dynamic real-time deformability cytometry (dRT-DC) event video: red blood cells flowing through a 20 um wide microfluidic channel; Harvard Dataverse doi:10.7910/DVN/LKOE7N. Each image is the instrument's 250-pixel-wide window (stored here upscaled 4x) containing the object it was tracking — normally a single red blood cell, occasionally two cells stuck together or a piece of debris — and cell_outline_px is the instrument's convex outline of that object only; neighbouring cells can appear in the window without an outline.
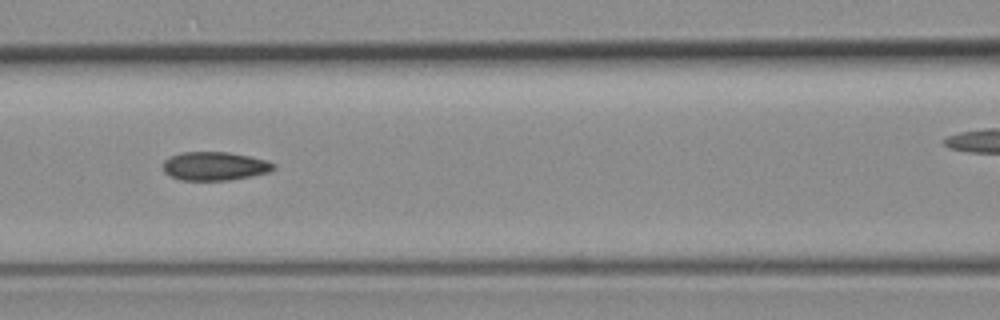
{"species": "common noctule bat (a hibernating species)", "species_latin": "Nyctalus noctula", "temperature_condition": "room temperature", "stored_images_in_passage": 8, "camera_frame_rate_fps": 3000, "um_per_image_px": 0.085, "animal": {"sex": "female", "body_mass_g": 19.3, "forearm_length_mm": 54.1}, "frame": {"image": 1, "passage_image": 5, "time_ms": 4.333, "image_size_px": [1000, 320], "cell_outline_px": [[276, 168], [268, 172], [252, 176], [228, 180], [180, 180], [164, 172], [164, 160], [180, 152], [228, 152], [268, 160], [276, 164]], "centroid_in_image_um": [18.28, 14.12], "position_along_channel_um": 148.3, "area_um2": 18.38}}
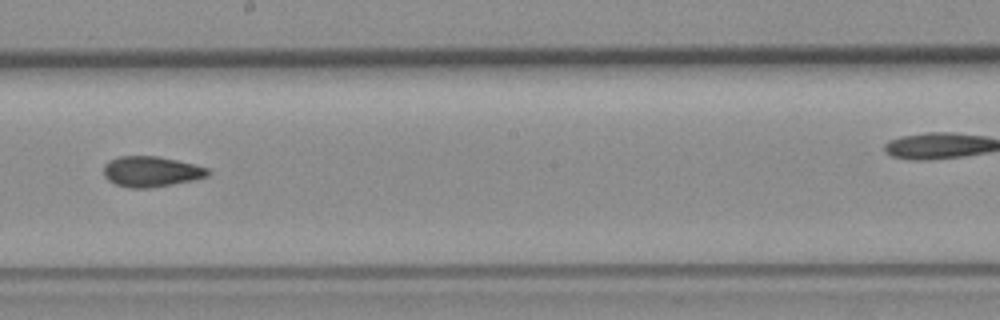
{"frame": {"image": 2, "passage_image": 7, "time_ms": 6.667, "image_size_px": [1000, 320], "cell_outline_px": [[212, 172], [208, 176], [192, 180], [172, 184], [148, 188], [128, 188], [116, 184], [108, 180], [104, 176], [104, 164], [108, 160], [120, 156], [156, 156], [176, 160], [208, 168]], "centroid_in_image_um": [12.83, 14.58], "position_along_channel_um": 235.4, "area_um2": 18.5}}